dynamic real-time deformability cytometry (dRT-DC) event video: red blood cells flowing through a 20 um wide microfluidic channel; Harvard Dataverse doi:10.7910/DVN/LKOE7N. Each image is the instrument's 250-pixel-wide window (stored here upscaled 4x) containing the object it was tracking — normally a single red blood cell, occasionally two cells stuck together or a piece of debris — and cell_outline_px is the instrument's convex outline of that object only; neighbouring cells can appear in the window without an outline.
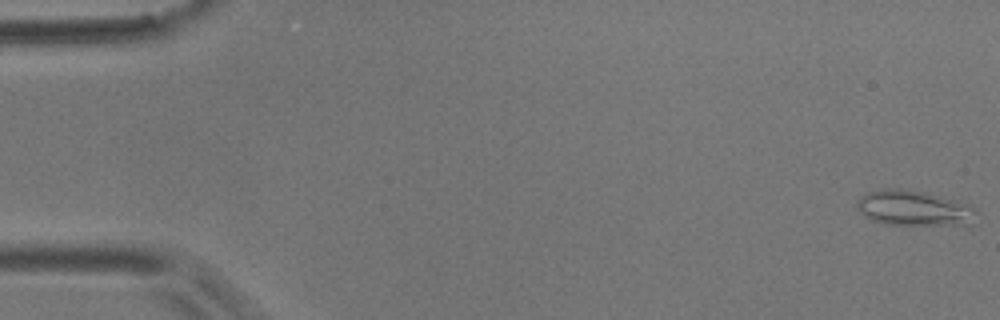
{"species": "common noctule bat (a hibernating species)", "species_latin": "Nyctalus noctula", "temperature_condition": "room temperature", "stored_images_in_passage": 31, "camera_frame_rate_fps": 3000, "um_per_image_px": 0.085, "animal": {"sex": "male", "body_mass_g": 17.9}, "frame": {"image": 1, "passage_image": 1, "time_ms": 0.0, "image_size_px": [1000, 320], "cell_outline_px": [[976, 208], [968, 228], [884, 224], [872, 220], [864, 216], [860, 212], [856, 204], [856, 200], [860, 196], [868, 192], [884, 188], [900, 188], [924, 192], [968, 204]], "centroid_in_image_um": [77.7, 17.75], "position_along_channel_um": 7.3, "area_um2": 25.37}}
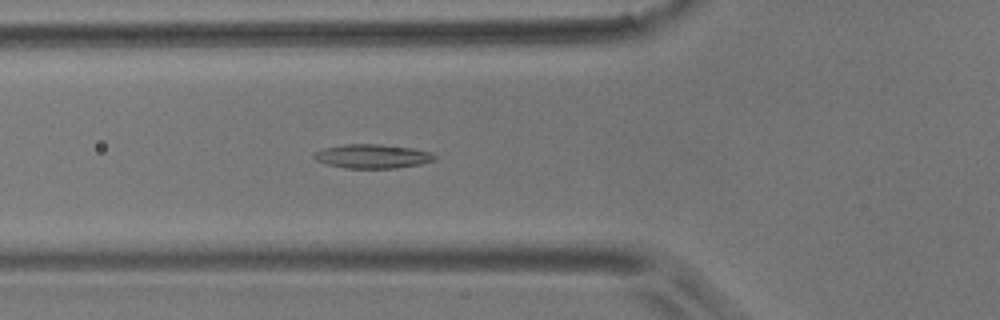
{"frame": {"image": 2, "passage_image": 20, "time_ms": 6.333, "image_size_px": [1000, 320], "cell_outline_px": [[436, 160], [420, 164], [396, 168], [344, 168], [328, 164], [316, 160], [312, 156], [316, 152], [324, 148], [344, 144], [380, 144], [412, 148], [432, 152], [436, 156]], "centroid_in_image_um": [31.68, 13.28], "position_along_channel_um": 94.1, "area_um2": 16.88}}
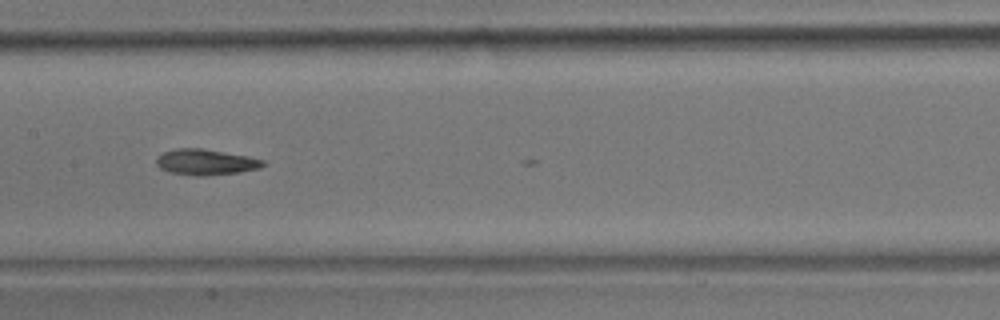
{"frame": {"image": 3, "passage_image": 28, "time_ms": 9.0, "image_size_px": [1000, 320], "cell_outline_px": [[268, 164], [260, 168], [236, 172], [204, 176], [192, 176], [172, 172], [160, 168], [156, 164], [156, 160], [164, 152], [176, 148], [200, 148], [248, 156], [264, 160]], "centroid_in_image_um": [17.51, 13.78], "position_along_channel_um": 189.9, "area_um2": 15.9}}